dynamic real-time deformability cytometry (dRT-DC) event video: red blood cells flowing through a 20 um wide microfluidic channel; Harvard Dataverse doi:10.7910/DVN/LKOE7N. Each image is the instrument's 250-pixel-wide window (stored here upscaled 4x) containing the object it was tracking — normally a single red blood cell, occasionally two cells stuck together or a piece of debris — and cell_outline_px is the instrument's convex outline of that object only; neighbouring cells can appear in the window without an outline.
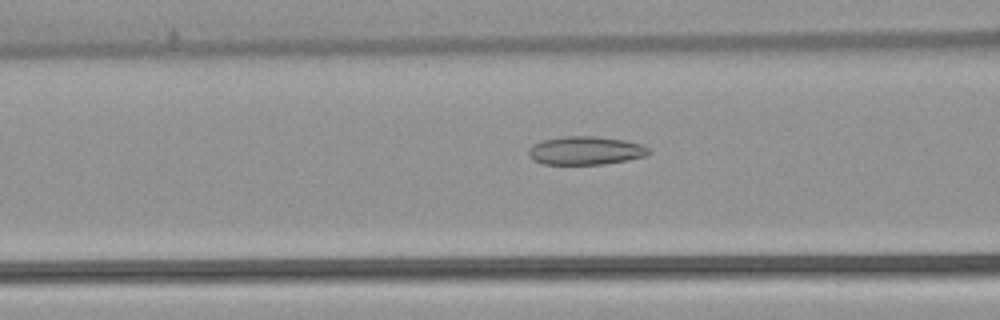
{"species": "common noctule bat (a hibernating species)", "species_latin": "Nyctalus noctula", "temperature_condition": "warm", "stored_images_in_passage": 53, "camera_frame_rate_fps": 3000, "um_per_image_px": 0.085, "animal": {"sex": "female", "body_mass_g": 22.7, "forearm_length_mm": 54.2}, "frame": {"image": 1, "passage_image": 21, "time_ms": 6.667, "image_size_px": [1000, 320], "cell_outline_px": [[652, 152], [648, 156], [628, 160], [604, 164], [544, 164], [532, 160], [528, 156], [528, 148], [532, 144], [540, 140], [560, 136], [596, 136], [624, 140], [640, 144], [648, 148]], "centroid_in_image_um": [49.74, 12.79], "position_along_channel_um": 116.9, "area_um2": 20.23}}
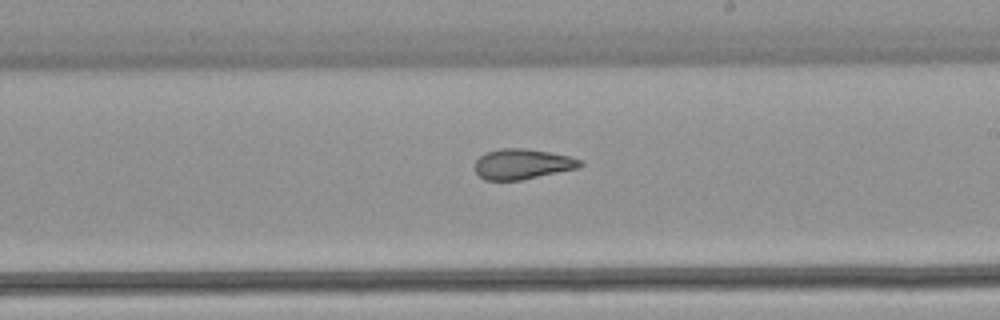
{"frame": {"image": 2, "passage_image": 31, "time_ms": 10.0, "image_size_px": [1000, 320], "cell_outline_px": [[584, 164], [580, 168], [520, 180], [484, 180], [476, 172], [476, 160], [484, 152], [504, 148], [524, 148], [548, 152], [568, 156], [580, 160]], "centroid_in_image_um": [44.4, 13.94], "position_along_channel_um": 244.6, "area_um2": 18.5}}
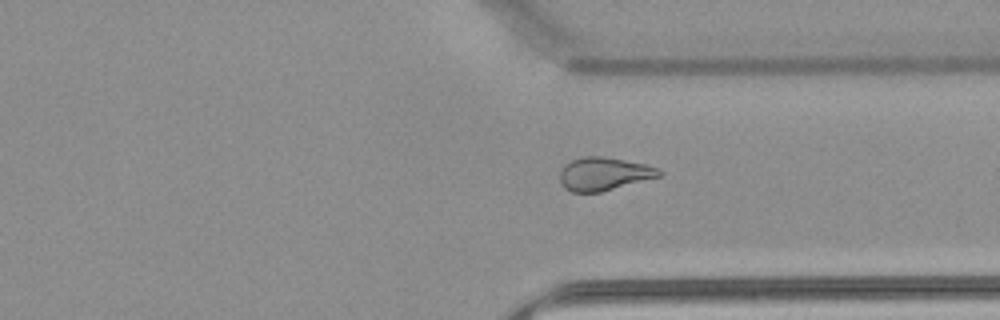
{"frame": {"image": 3, "passage_image": 40, "time_ms": 13.0, "image_size_px": [1000, 320], "cell_outline_px": [[664, 172], [660, 176], [600, 192], [572, 192], [564, 188], [560, 180], [560, 172], [564, 164], [572, 160], [584, 156], [600, 156], [624, 160], [644, 164], [656, 168]], "centroid_in_image_um": [51.3, 14.78], "position_along_channel_um": 360.1, "area_um2": 18.96}, "authors_computed_cell_mechanics": {"area_um2": 22.0218, "velocity_mm_per_s": 3.8418, "shape_relaxation_time_tau1_ms": null, "shape_relaxation_time_tau2_ms": 1.9706, "deformation_change_tau1": null, "deformation_change_tau2": 0.0931}}